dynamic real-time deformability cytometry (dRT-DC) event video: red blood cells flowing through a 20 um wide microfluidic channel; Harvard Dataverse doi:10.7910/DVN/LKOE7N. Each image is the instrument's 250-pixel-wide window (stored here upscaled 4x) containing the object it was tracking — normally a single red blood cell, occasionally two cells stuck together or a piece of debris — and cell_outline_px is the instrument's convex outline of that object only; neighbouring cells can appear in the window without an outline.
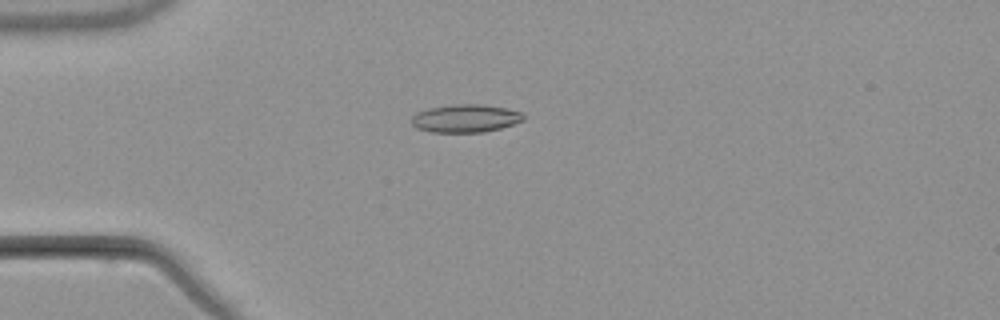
{"species": "common noctule bat (a hibernating species)", "species_latin": "Nyctalus noctula", "temperature_condition": "warm", "stored_images_in_passage": 6, "camera_frame_rate_fps": 3000, "um_per_image_px": 0.085, "animal": {"sex": "male", "body_mass_g": 21.5, "forearm_length_mm": 52.0}, "frame": {"image": 1, "passage_image": 4, "time_ms": 3.667, "image_size_px": [1000, 320], "cell_outline_px": [[524, 120], [500, 128], [484, 132], [432, 132], [416, 128], [412, 124], [412, 116], [416, 112], [428, 108], [456, 104], [480, 104], [504, 108], [524, 112]], "centroid_in_image_um": [39.56, 10.06], "position_along_channel_um": 45.4, "area_um2": 18.21}}
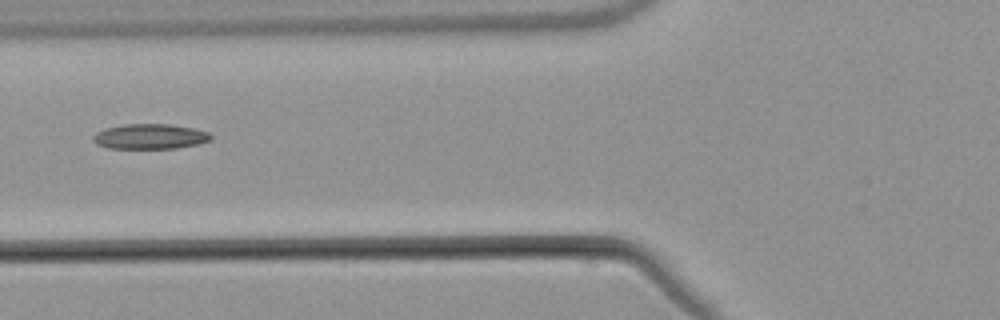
{"frame": {"image": 2, "passage_image": 6, "time_ms": 6.0, "image_size_px": [1000, 320], "cell_outline_px": [[212, 140], [200, 144], [176, 148], [108, 148], [96, 144], [92, 140], [92, 136], [96, 132], [104, 128], [124, 124], [172, 124], [196, 128], [208, 132], [212, 136]], "centroid_in_image_um": [12.77, 11.59], "position_along_channel_um": 113.0, "area_um2": 17.51}}